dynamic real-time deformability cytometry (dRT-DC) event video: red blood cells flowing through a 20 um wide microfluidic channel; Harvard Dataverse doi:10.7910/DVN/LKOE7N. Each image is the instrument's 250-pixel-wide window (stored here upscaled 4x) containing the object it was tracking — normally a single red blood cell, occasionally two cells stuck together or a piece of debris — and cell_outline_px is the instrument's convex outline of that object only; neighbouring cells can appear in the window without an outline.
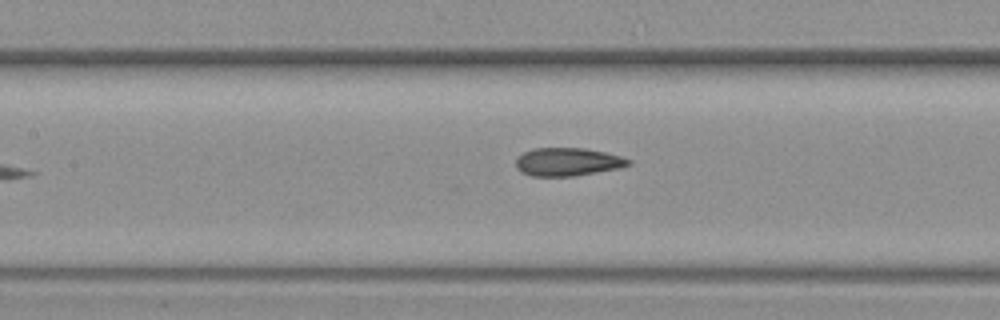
{"species": "common noctule bat (a hibernating species)", "species_latin": "Nyctalus noctula", "temperature_condition": "warm", "stored_images_in_passage": 10, "segment_of_instrument_passage": [2, 2], "camera_frame_rate_fps": 3000, "um_per_image_px": 0.085, "animal": {"sex": "female", "body_mass_g": 19.3, "forearm_length_mm": 54.1}, "frame": {"image": 1, "passage_image": 10, "time_ms": 3.0, "image_size_px": [1000, 320], "cell_outline_px": [[632, 164], [620, 168], [576, 176], [532, 176], [520, 172], [516, 168], [516, 156], [532, 148], [584, 148], [604, 152], [620, 156], [632, 160]], "centroid_in_image_um": [48.24, 13.76], "position_along_channel_um": 159.2, "area_um2": 18.67}}